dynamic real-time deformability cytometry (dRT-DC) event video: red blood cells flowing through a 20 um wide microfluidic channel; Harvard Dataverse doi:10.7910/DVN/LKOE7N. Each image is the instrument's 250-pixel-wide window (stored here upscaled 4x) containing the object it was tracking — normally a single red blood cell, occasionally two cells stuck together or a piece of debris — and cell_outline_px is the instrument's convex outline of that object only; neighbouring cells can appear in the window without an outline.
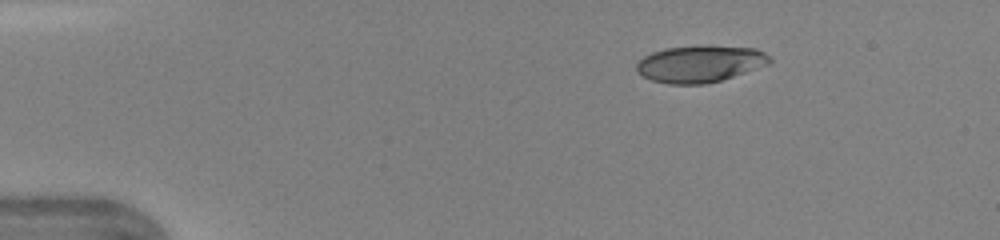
{"species": "human", "species_latin": "Homo sapiens", "temperature_condition": "warm", "stored_images_in_passage": 38, "camera_frame_rate_fps": 3000, "um_per_image_px": 0.085, "donor": {"sex": "female"}, "frame": {"image": 1, "passage_image": 1, "time_ms": 0.0, "image_size_px": [1000, 240], "cell_outline_px": [[772, 60], [768, 64], [720, 80], [704, 84], [668, 84], [652, 80], [636, 72], [636, 64], [644, 56], [652, 52], [668, 48], [708, 44], [756, 48], [764, 52]], "centroid_in_image_um": [59.49, 5.4], "position_along_channel_um": 25.5, "area_um2": 28.61}}
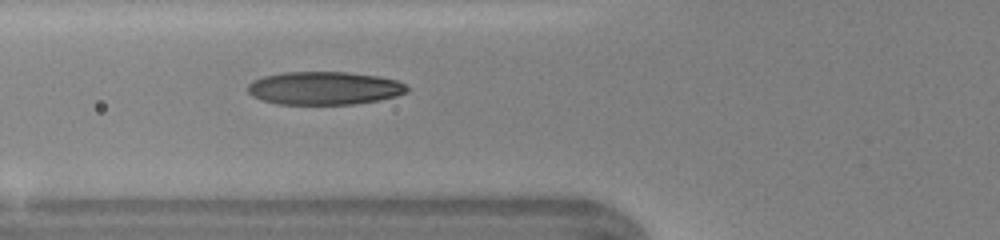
{"frame": {"image": 2, "passage_image": 11, "time_ms": 3.333, "image_size_px": [1000, 240], "cell_outline_px": [[408, 92], [396, 96], [380, 100], [352, 104], [276, 104], [252, 96], [248, 92], [248, 84], [252, 80], [264, 76], [284, 72], [348, 72], [376, 76], [396, 80], [404, 84], [408, 88]], "centroid_in_image_um": [27.55, 7.49], "position_along_channel_um": 98.2, "area_um2": 30.69}}
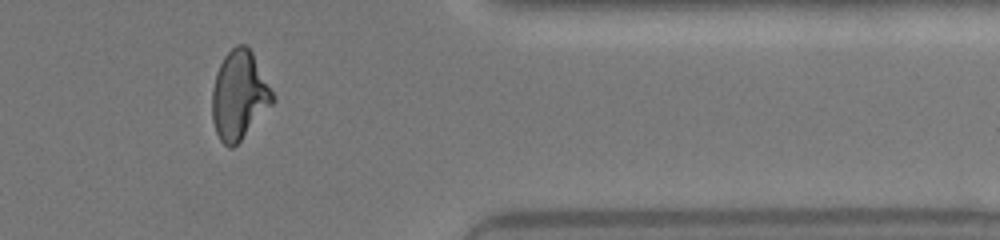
{"frame": {"image": 3, "passage_image": 31, "time_ms": 10.0, "image_size_px": [1000, 240], "cell_outline_px": [[276, 100], [240, 140], [232, 148], [228, 148], [220, 140], [216, 132], [212, 120], [212, 88], [220, 64], [224, 56], [236, 44], [244, 44], [252, 52], [276, 96]], "centroid_in_image_um": [20.34, 8.1], "position_along_channel_um": 391.1, "area_um2": 31.1}}